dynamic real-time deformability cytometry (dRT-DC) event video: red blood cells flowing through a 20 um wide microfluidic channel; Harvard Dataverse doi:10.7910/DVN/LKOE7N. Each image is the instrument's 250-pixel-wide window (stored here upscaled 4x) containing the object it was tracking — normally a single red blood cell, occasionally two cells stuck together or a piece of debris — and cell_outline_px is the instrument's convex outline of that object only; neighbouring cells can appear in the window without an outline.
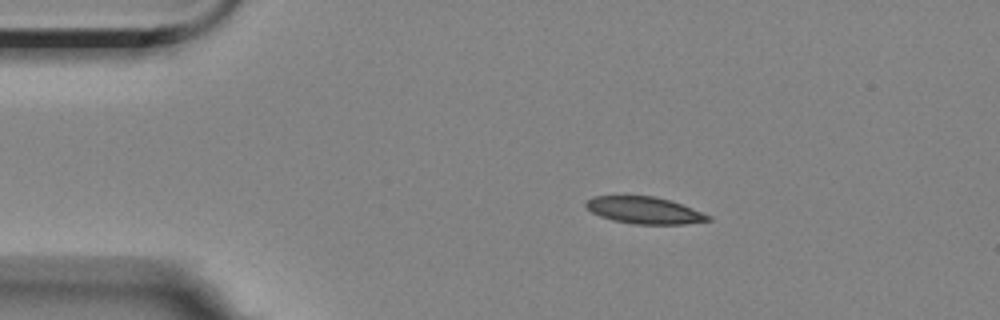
{"species": "Egyptian fruit bat (a non-hibernating species)", "species_latin": "Rousettus aegyptiacus", "temperature_condition": "room temperature", "stored_images_in_passage": 8, "camera_frame_rate_fps": 3000, "um_per_image_px": 0.085, "animal": {"sex": "female"}, "frame": {"image": 1, "passage_image": 2, "time_ms": 2.0, "image_size_px": [1000, 320], "cell_outline_px": [[712, 220], [684, 224], [632, 224], [612, 220], [600, 216], [592, 212], [584, 204], [592, 196], [652, 196], [668, 200], [692, 208], [712, 216]], "centroid_in_image_um": [54.77, 17.88], "position_along_channel_um": 30.2, "area_um2": 19.02}}
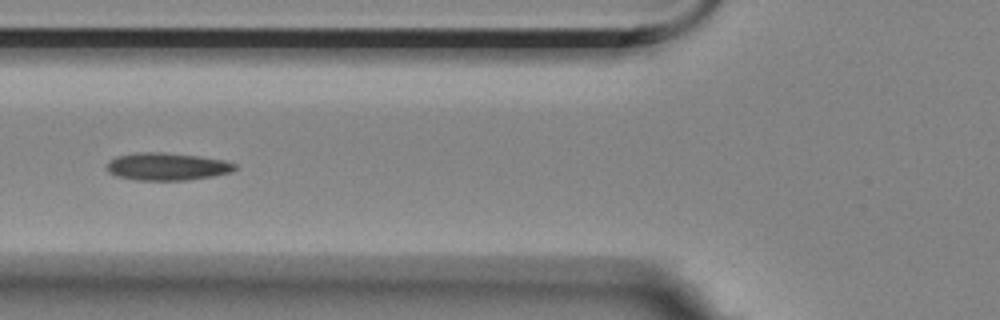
{"frame": {"image": 2, "passage_image": 5, "time_ms": 5.667, "image_size_px": [1000, 320], "cell_outline_px": [[236, 168], [232, 172], [212, 176], [184, 180], [136, 180], [116, 176], [108, 172], [108, 160], [116, 156], [136, 152], [164, 152], [196, 156], [224, 160], [236, 164]], "centroid_in_image_um": [14.17, 14.15], "position_along_channel_um": 111.6, "area_um2": 20.52}}
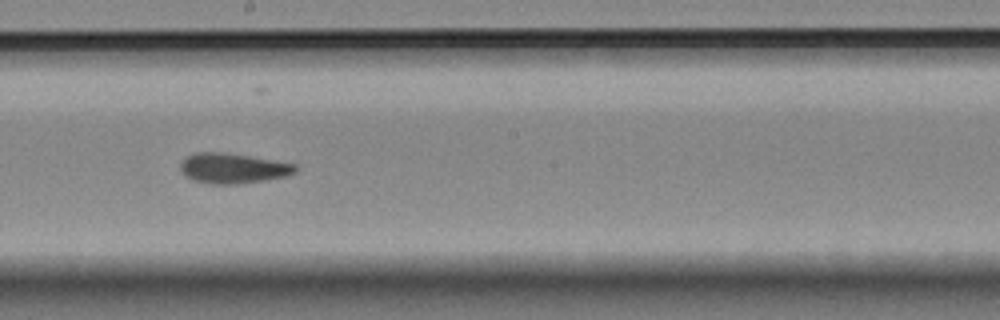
{"frame": {"image": 3, "passage_image": 8, "time_ms": 9.0, "image_size_px": [1000, 320], "cell_outline_px": [[300, 168], [296, 172], [284, 176], [264, 180], [240, 184], [212, 184], [192, 180], [184, 176], [180, 168], [180, 164], [188, 156], [196, 152], [216, 152], [248, 156], [296, 164]], "centroid_in_image_um": [19.79, 14.32], "position_along_channel_um": 228.4, "area_um2": 20.06}}